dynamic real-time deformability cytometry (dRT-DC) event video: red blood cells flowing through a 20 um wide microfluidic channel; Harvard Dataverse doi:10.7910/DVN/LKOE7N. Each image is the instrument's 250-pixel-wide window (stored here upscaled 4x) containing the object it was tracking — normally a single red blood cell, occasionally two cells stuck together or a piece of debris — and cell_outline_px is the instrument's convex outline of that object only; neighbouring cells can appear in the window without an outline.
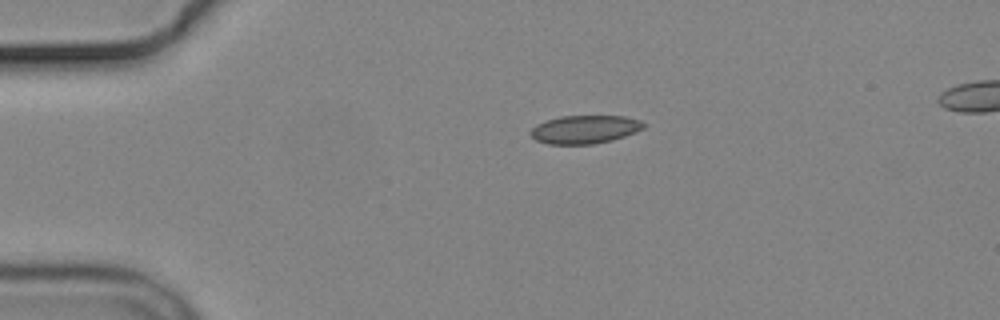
{"species": "common noctule bat (a hibernating species)", "species_latin": "Nyctalus noctula", "temperature_condition": "cold", "stored_images_in_passage": 4, "camera_frame_rate_fps": 3000, "um_per_image_px": 0.085, "animal": {"sex": "male", "body_mass_g": 19.2, "forearm_length_mm": 51.8}, "frame": {"image": 1, "passage_image": 1, "time_ms": 0.0, "image_size_px": [1000, 320], "cell_outline_px": [[644, 128], [636, 132], [612, 140], [592, 144], [548, 144], [536, 140], [528, 132], [536, 124], [544, 120], [560, 116], [624, 116], [640, 120], [644, 124]], "centroid_in_image_um": [49.67, 10.99], "position_along_channel_um": 35.3, "area_um2": 18.67}}
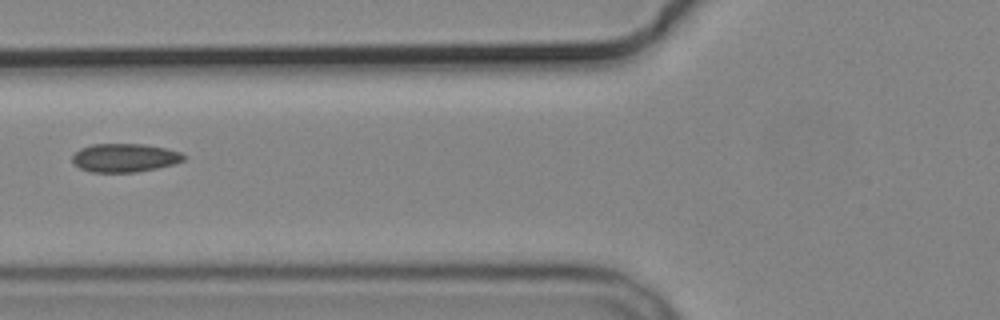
{"frame": {"image": 2, "passage_image": 4, "time_ms": 3.333, "image_size_px": [1000, 320], "cell_outline_px": [[184, 160], [172, 164], [156, 168], [136, 172], [92, 172], [80, 168], [72, 160], [72, 156], [80, 148], [92, 144], [144, 144], [164, 148], [180, 152], [184, 156]], "centroid_in_image_um": [10.57, 13.41], "position_along_channel_um": 115.2, "area_um2": 18.26}}